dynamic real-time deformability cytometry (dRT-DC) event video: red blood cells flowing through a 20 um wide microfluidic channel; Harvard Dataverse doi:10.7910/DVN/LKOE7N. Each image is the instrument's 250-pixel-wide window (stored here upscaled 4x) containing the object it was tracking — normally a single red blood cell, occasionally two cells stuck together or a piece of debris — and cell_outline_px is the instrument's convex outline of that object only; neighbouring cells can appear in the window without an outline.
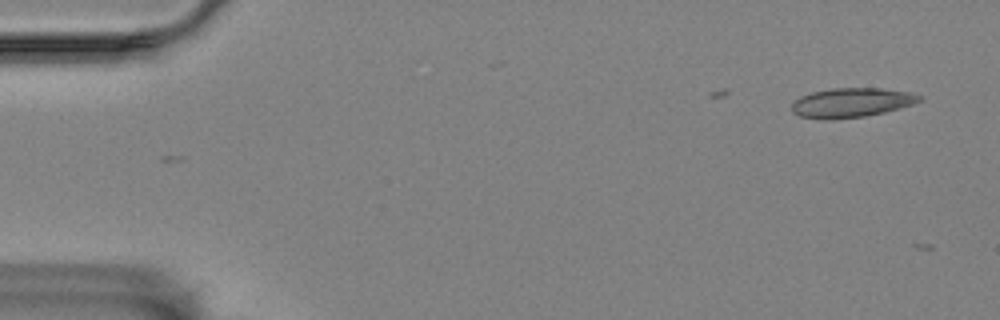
{"species": "Egyptian fruit bat (a non-hibernating species)", "species_latin": "Rousettus aegyptiacus", "temperature_condition": "room temperature", "stored_images_in_passage": 2, "camera_frame_rate_fps": 3000, "um_per_image_px": 0.085, "animal": {"sex": "female"}, "frame": {"image": 1, "passage_image": 1, "time_ms": 0.0, "image_size_px": [1000, 320], "cell_outline_px": [[924, 100], [900, 108], [884, 112], [864, 116], [832, 120], [820, 120], [800, 116], [792, 112], [792, 104], [800, 96], [812, 92], [832, 88], [880, 88], [908, 92], [924, 96]], "centroid_in_image_um": [72.37, 8.73], "position_along_channel_um": 12.6, "area_um2": 22.02}}